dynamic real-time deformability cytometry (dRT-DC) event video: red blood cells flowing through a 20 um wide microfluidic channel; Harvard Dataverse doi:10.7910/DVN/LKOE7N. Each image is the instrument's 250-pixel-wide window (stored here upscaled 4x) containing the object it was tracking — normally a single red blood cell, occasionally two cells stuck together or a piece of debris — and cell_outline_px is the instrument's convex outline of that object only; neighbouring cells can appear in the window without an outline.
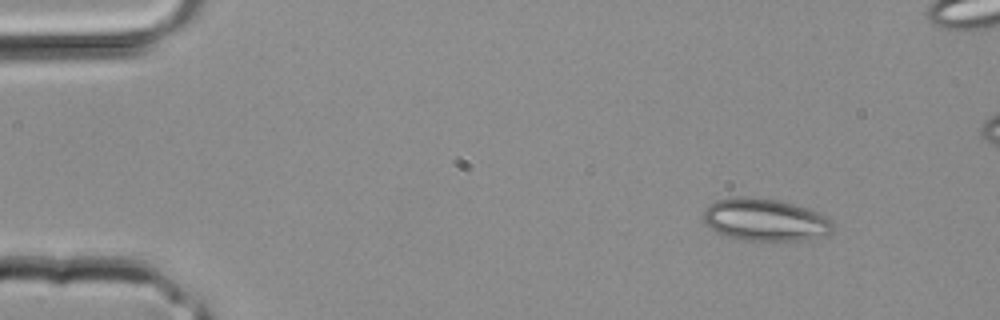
{"species": "common noctule bat (a hibernating species)", "species_latin": "Nyctalus noctula", "temperature_condition": "room temperature", "stored_images_in_passage": 4, "camera_frame_rate_fps": 3000, "um_per_image_px": 0.085, "animal": {"sex": "male", "body_mass_g": 20.4}, "frame": {"image": 1, "passage_image": 1, "time_ms": 0.0, "image_size_px": [1000, 320], "cell_outline_px": [[832, 228], [824, 236], [804, 240], [744, 240], [728, 236], [712, 228], [704, 220], [704, 212], [708, 204], [716, 200], [736, 196], [748, 196], [780, 200], [816, 212], [832, 220]], "centroid_in_image_um": [65.02, 18.66], "position_along_channel_um": 20.0, "area_um2": 31.5}}
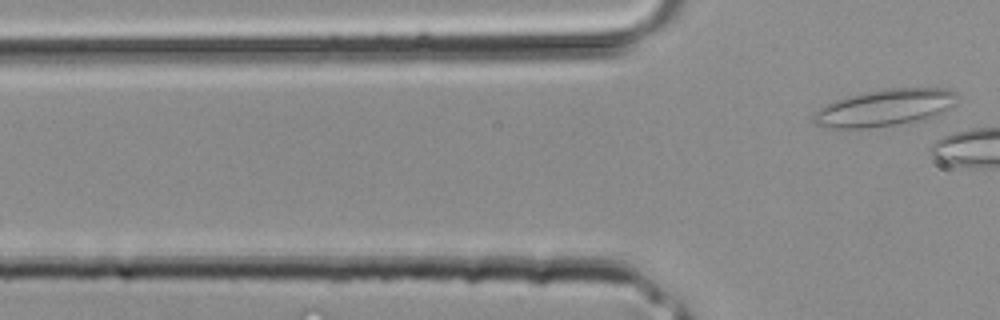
{"frame": {"image": 2, "passage_image": 4, "time_ms": 1.0, "image_size_px": [1000, 320], "cell_outline_px": [[956, 96], [952, 104], [944, 112], [928, 120], [864, 128], [832, 128], [816, 124], [812, 120], [812, 116], [820, 108], [836, 100], [848, 96], [888, 88], [948, 88], [956, 92]], "centroid_in_image_um": [75.24, 9.16], "position_along_channel_um": 50.6, "area_um2": 30.63}}